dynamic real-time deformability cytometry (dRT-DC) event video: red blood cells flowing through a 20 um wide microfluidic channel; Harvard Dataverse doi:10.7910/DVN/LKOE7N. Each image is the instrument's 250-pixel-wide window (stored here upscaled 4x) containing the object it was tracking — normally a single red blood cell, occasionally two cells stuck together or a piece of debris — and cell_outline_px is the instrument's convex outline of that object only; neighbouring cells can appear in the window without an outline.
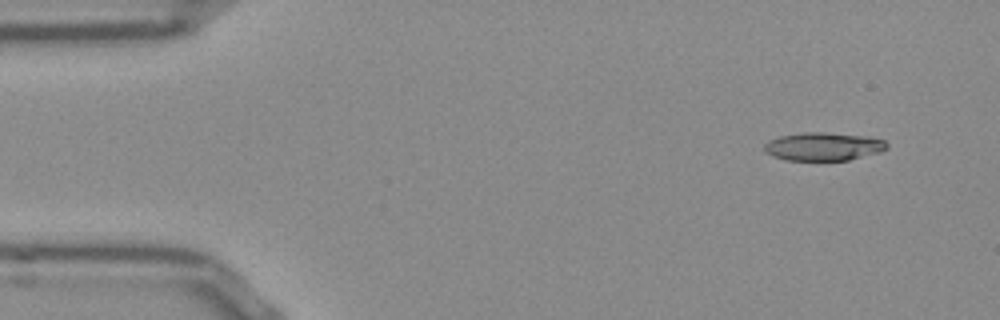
{"species": "Egyptian fruit bat (a non-hibernating species)", "species_latin": "Rousettus aegyptiacus", "temperature_condition": "room temperature", "stored_images_in_passage": 49, "camera_frame_rate_fps": 3000, "um_per_image_px": 0.085, "frame": {"image": 1, "passage_image": 1, "time_ms": 0.0, "image_size_px": [1000, 320], "cell_outline_px": [[888, 148], [880, 152], [848, 160], [784, 160], [772, 156], [764, 152], [764, 144], [768, 140], [780, 136], [808, 132], [820, 132], [868, 136], [884, 140], [888, 144]], "centroid_in_image_um": [69.97, 12.45], "position_along_channel_um": 15.0, "area_um2": 20.17}}
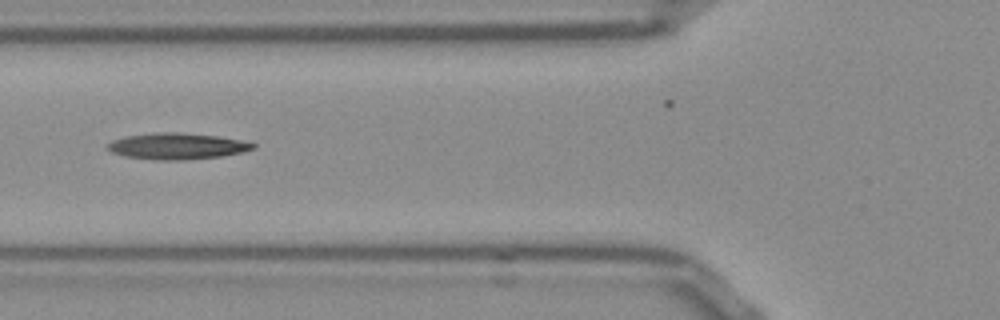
{"frame": {"image": 2, "passage_image": 16, "time_ms": 5.0, "image_size_px": [1000, 320], "cell_outline_px": [[256, 148], [244, 152], [224, 156], [180, 160], [160, 160], [124, 156], [112, 152], [108, 148], [108, 144], [112, 140], [128, 136], [160, 132], [176, 132], [216, 136], [240, 140], [256, 144]], "centroid_in_image_um": [15.09, 12.43], "position_along_channel_um": 110.7, "area_um2": 22.02}}
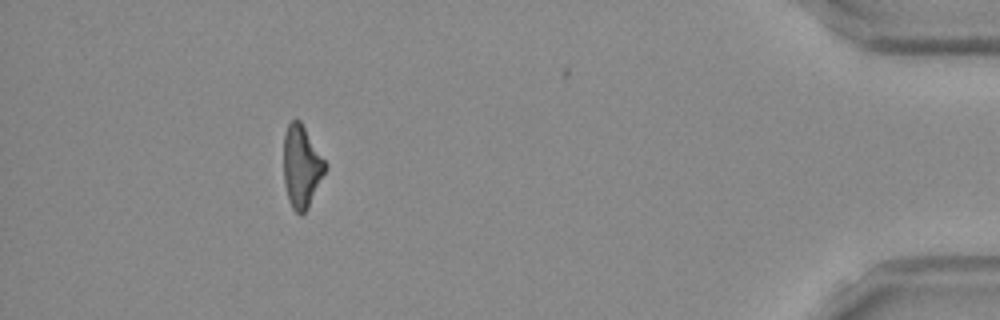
{"frame": {"image": 3, "passage_image": 44, "time_ms": 14.333, "image_size_px": [1000, 320], "cell_outline_px": [[328, 168], [308, 208], [300, 216], [292, 208], [288, 200], [284, 184], [284, 136], [288, 124], [292, 120], [300, 120], [328, 164]], "centroid_in_image_um": [25.65, 14.18], "position_along_channel_um": 409.5, "area_um2": 20.17}}